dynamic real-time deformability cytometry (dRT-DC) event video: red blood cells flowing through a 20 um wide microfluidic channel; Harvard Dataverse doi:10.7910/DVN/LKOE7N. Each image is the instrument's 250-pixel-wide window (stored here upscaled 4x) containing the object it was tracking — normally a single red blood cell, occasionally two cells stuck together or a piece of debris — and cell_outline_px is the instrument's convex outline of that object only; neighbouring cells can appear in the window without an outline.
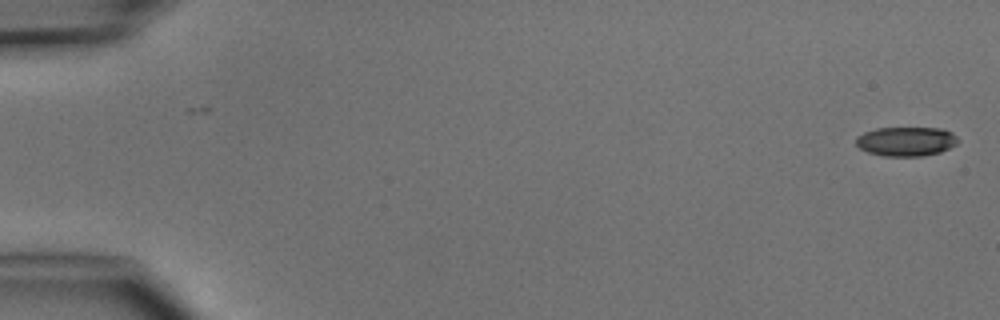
{"species": "common noctule bat (a hibernating species)", "species_latin": "Nyctalus noctula", "temperature_condition": "cold", "stored_images_in_passage": 2, "camera_frame_rate_fps": 3000, "um_per_image_px": 0.085, "animal": {"sex": "male", "body_mass_g": 15.6}, "frame": {"image": 1, "passage_image": 2, "time_ms": 1.333, "image_size_px": [1000, 320], "cell_outline_px": [[960, 140], [956, 144], [940, 152], [924, 156], [884, 156], [868, 152], [860, 148], [856, 144], [856, 136], [864, 132], [876, 128], [940, 128], [952, 132]], "centroid_in_image_um": [77.02, 12.01], "position_along_channel_um": 8.0, "area_um2": 17.46}}